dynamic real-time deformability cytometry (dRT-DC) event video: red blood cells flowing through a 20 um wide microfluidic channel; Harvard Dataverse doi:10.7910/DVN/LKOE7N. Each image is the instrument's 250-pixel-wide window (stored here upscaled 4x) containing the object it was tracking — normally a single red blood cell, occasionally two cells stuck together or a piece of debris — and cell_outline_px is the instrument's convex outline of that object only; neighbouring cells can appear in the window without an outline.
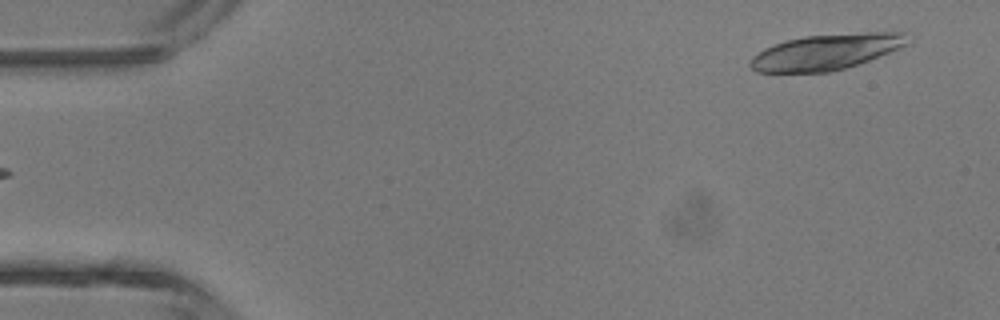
{"species": "common noctule bat (a hibernating species)", "species_latin": "Nyctalus noctula", "temperature_condition": "room temperature", "stored_images_in_passage": 4, "segment_of_instrument_passage": [2, 2], "camera_frame_rate_fps": 3000, "um_per_image_px": 0.085, "animal": {"sex": "male", "body_mass_g": 13.3}, "frame": {"image": 1, "passage_image": 4, "time_ms": 3.667, "image_size_px": [1000, 320], "cell_outline_px": [[912, 44], [868, 60], [844, 68], [828, 72], [756, 72], [748, 64], [752, 56], [764, 48], [788, 40], [804, 36], [864, 32], [904, 32]], "centroid_in_image_um": [70.25, 4.4], "position_along_channel_um": 14.7, "area_um2": 32.66}}